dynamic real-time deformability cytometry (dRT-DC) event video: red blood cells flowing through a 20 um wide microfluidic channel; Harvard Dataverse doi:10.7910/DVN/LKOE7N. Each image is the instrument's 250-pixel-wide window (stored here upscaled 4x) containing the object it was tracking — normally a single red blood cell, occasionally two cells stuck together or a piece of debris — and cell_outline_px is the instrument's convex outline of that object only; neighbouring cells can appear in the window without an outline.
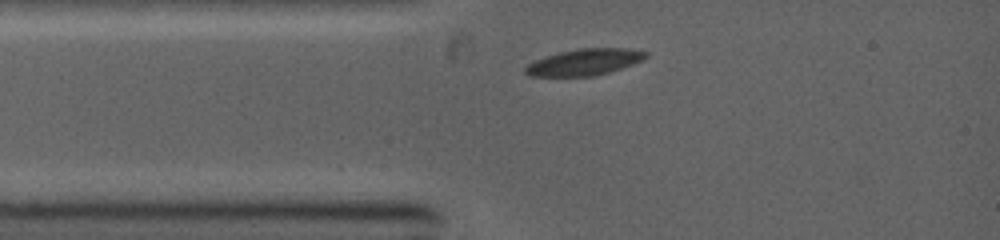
{"species": "common noctule bat (a hibernating species)", "species_latin": "Nyctalus noctula", "temperature_condition": "warm", "stored_images_in_passage": 2, "camera_frame_rate_fps": 5000, "um_per_image_px": 0.085, "animal": {"sex": "female", "body_mass_g": 19.0, "forearm_length_mm": 53.3}, "frame": {"image": 1, "passage_image": 1, "time_ms": 0.0, "image_size_px": [1000, 240], "cell_outline_px": [[648, 56], [632, 64], [608, 72], [592, 76], [528, 76], [524, 72], [524, 68], [528, 64], [544, 56], [560, 52], [580, 48], [628, 48], [648, 52]], "centroid_in_image_um": [49.64, 5.27], "position_along_channel_um": 35.4, "area_um2": 18.38}}